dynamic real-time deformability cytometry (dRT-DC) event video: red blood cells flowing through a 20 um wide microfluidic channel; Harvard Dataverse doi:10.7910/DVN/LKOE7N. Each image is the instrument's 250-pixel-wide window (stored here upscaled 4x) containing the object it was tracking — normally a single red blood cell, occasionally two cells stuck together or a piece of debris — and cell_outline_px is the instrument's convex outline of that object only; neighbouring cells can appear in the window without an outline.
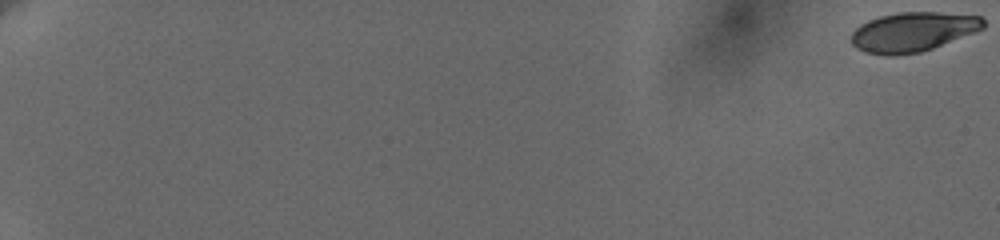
{"species": "human", "species_latin": "Homo sapiens", "temperature_condition": "cold", "stored_images_in_passage": 61, "camera_frame_rate_fps": 3000, "um_per_image_px": 0.085, "donor": {"sex": "female"}, "frame": {"image": 1, "passage_image": 1, "time_ms": 0.0, "image_size_px": [1000, 240], "cell_outline_px": [[984, 28], [976, 32], [932, 48], [920, 52], [892, 56], [888, 56], [864, 52], [856, 48], [852, 44], [852, 32], [860, 24], [868, 20], [880, 16], [900, 12], [936, 12], [980, 16], [984, 20]], "centroid_in_image_um": [77.58, 2.71], "position_along_channel_um": 7.4, "area_um2": 30.35}}
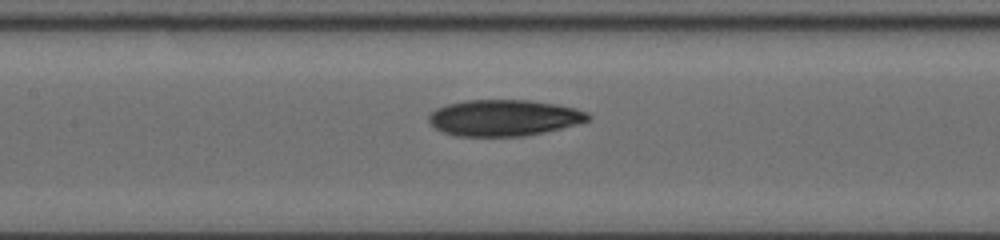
{"frame": {"image": 2, "passage_image": 34, "time_ms": 11.0, "image_size_px": [1000, 240], "cell_outline_px": [[592, 120], [544, 132], [524, 136], [456, 136], [444, 132], [436, 128], [428, 120], [428, 116], [436, 108], [448, 104], [464, 100], [528, 100], [556, 104], [576, 108], [588, 112], [592, 116]], "centroid_in_image_um": [42.86, 10.01], "position_along_channel_um": 164.5, "area_um2": 33.7}}
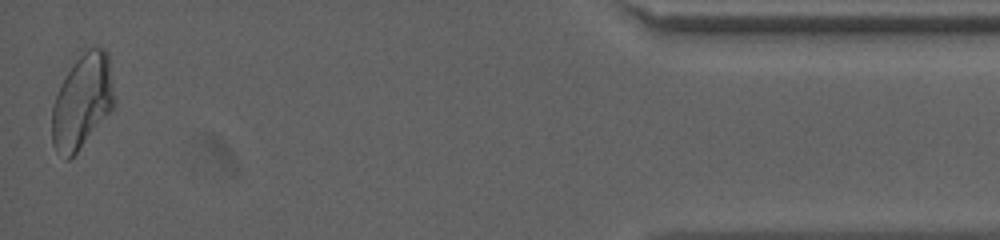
{"frame": {"image": 3, "passage_image": 61, "time_ms": 20.0, "image_size_px": [1000, 240], "cell_outline_px": [[116, 104], [76, 152], [68, 160], [64, 160], [52, 144], [52, 108], [60, 84], [84, 44], [104, 48], [108, 52]], "centroid_in_image_um": [6.99, 8.52], "position_along_channel_um": 428.2, "area_um2": 34.56}, "authors_computed_cell_mechanics": {"area_um2": 32.8304, "velocity_mm_per_s": 3.6312, "shape_relaxation_time_tau1_ms": null, "shape_relaxation_time_tau2_ms": 3.8664, "deformation_change_tau1": null, "deformation_change_tau2": 0.1015}}